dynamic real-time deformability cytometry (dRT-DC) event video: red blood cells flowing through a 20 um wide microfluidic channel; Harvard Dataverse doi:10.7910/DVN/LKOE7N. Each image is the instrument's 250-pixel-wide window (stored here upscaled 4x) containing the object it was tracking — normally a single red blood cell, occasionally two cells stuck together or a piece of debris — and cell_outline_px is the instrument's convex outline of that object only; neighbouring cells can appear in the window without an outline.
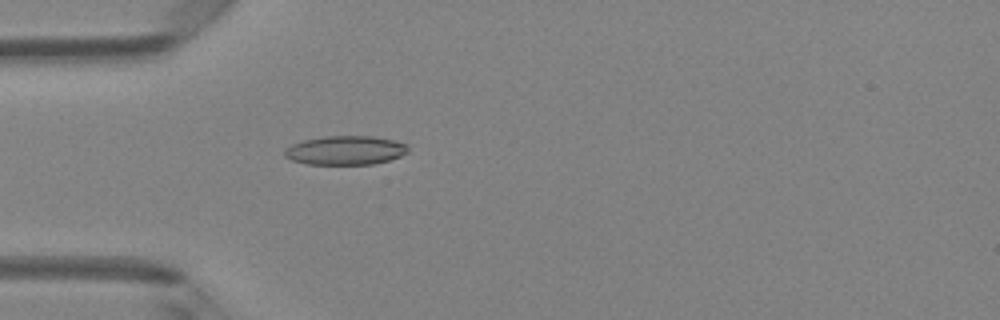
{"species": "Egyptian fruit bat (a non-hibernating species)", "species_latin": "Rousettus aegyptiacus", "temperature_condition": "room temperature", "stored_images_in_passage": 3, "camera_frame_rate_fps": 3000, "um_per_image_px": 0.085, "animal": {"sex": "female"}, "frame": {"image": 1, "passage_image": 3, "time_ms": 0.667, "image_size_px": [1000, 320], "cell_outline_px": [[408, 152], [400, 156], [388, 160], [372, 164], [308, 164], [292, 160], [284, 156], [284, 148], [292, 144], [304, 140], [324, 136], [372, 136], [392, 140], [408, 144]], "centroid_in_image_um": [29.34, 12.77], "position_along_channel_um": 55.7, "area_um2": 20.81}}